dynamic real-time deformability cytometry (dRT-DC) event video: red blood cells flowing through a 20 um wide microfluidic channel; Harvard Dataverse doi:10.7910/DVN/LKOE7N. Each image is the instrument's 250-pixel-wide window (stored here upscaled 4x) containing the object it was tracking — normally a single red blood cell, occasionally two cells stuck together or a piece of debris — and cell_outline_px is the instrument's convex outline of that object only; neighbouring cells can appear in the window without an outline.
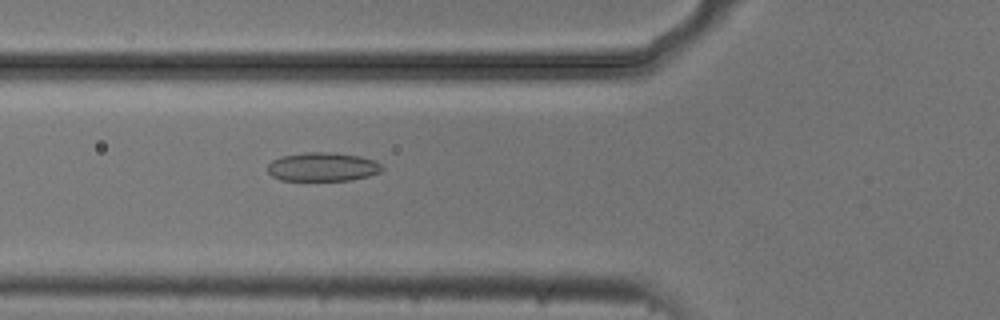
{"species": "common noctule bat (a hibernating species)", "species_latin": "Nyctalus noctula", "temperature_condition": "cold", "stored_images_in_passage": 2, "camera_frame_rate_fps": 3000, "um_per_image_px": 0.085, "animal": {"sex": "male", "body_mass_g": 20.5, "forearm_length_mm": 52.5}, "frame": {"image": 1, "passage_image": 2, "time_ms": 0.333, "image_size_px": [1000, 320], "cell_outline_px": [[384, 168], [380, 172], [368, 176], [348, 180], [280, 180], [272, 176], [268, 172], [268, 164], [272, 160], [280, 156], [304, 152], [336, 152], [360, 156], [376, 160]], "centroid_in_image_um": [27.42, 14.17], "position_along_channel_um": 98.4, "area_um2": 19.36}}